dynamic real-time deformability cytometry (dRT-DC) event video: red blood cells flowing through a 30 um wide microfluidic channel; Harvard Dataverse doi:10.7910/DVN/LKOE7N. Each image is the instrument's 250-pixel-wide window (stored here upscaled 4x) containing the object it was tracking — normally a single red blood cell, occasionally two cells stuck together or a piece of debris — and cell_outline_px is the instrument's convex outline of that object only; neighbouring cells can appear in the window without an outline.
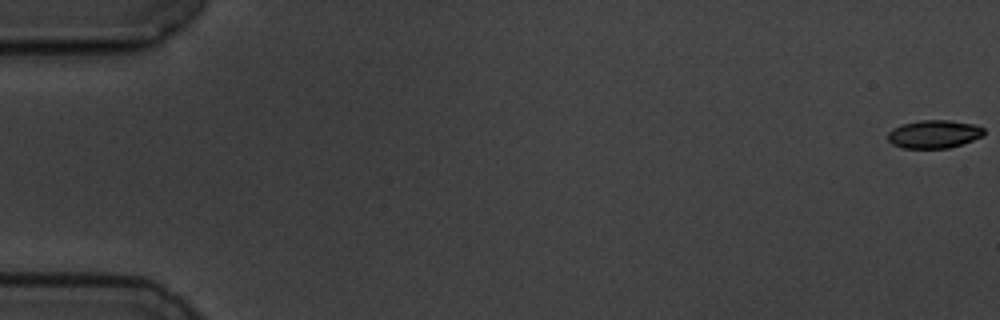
{"species": "common noctule bat (a hibernating species)", "species_latin": "Nyctalus noctula", "temperature_condition": "cold", "stored_images_in_passage": 13, "camera_frame_rate_fps": 3000, "um_per_image_px": 0.085, "animal": {"sex": "male", "body_mass_g": 19.5, "forearm_length_mm": 54.6}, "frame": {"image": 1, "passage_image": 1, "time_ms": 0.0, "image_size_px": [1000, 320], "cell_outline_px": [[984, 136], [964, 144], [948, 148], [900, 148], [892, 144], [888, 140], [888, 132], [892, 128], [900, 124], [920, 120], [948, 120], [972, 124], [984, 128]], "centroid_in_image_um": [79.38, 11.4], "position_along_channel_um": 5.6, "area_um2": 15.95}}